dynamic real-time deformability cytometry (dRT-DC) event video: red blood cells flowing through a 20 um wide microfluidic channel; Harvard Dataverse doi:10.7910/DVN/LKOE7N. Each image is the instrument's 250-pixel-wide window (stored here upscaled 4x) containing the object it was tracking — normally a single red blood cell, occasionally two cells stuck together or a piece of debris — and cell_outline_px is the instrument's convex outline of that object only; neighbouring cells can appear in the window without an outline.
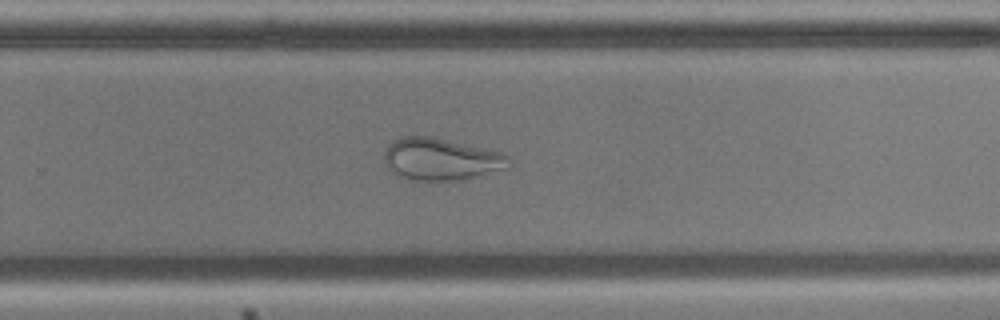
{"species": "common noctule bat (a hibernating species)", "species_latin": "Nyctalus noctula", "temperature_condition": "cold", "stored_images_in_passage": 47, "camera_frame_rate_fps": 3000, "um_per_image_px": 0.085, "animal": {"sex": "male", "body_mass_g": 17.9, "forearm_length_mm": 54.2}, "frame": {"image": 1, "passage_image": 27, "time_ms": 8.667, "image_size_px": [1000, 320], "cell_outline_px": [[512, 168], [460, 180], [408, 180], [396, 176], [384, 164], [384, 152], [388, 144], [392, 140], [400, 136], [432, 136], [504, 152], [512, 156]], "centroid_in_image_um": [37.53, 13.53], "position_along_channel_um": 292.3, "area_um2": 31.56}}
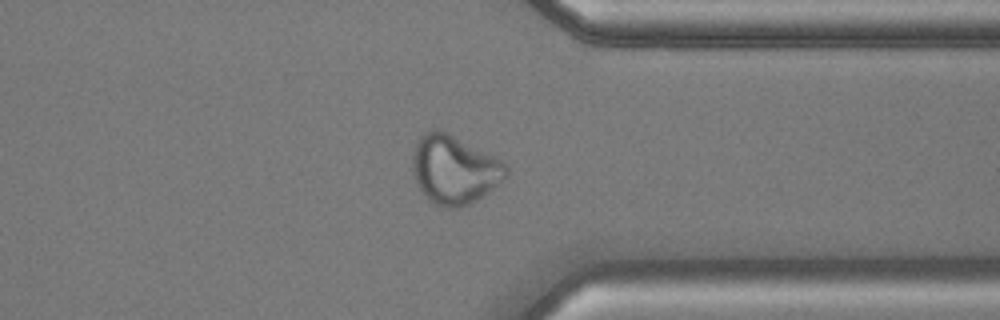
{"frame": {"image": 2, "passage_image": 34, "time_ms": 11.0, "image_size_px": [1000, 320], "cell_outline_px": [[508, 176], [476, 200], [460, 208], [444, 208], [428, 200], [424, 196], [416, 180], [412, 168], [412, 156], [416, 140], [424, 132], [432, 128], [436, 128], [448, 132], [500, 160], [508, 168]], "centroid_in_image_um": [38.57, 14.4], "position_along_channel_um": 372.8, "area_um2": 37.34}}